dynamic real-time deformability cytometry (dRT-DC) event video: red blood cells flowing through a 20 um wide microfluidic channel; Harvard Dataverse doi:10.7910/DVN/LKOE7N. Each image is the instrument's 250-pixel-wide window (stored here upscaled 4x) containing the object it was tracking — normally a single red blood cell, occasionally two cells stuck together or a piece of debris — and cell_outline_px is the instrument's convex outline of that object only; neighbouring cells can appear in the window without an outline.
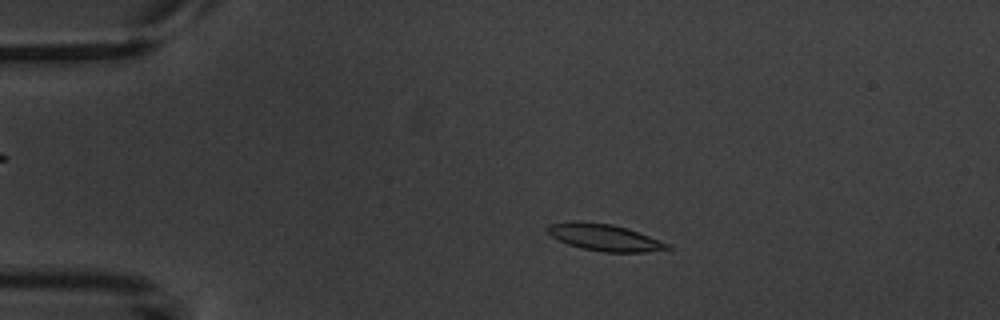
{"species": "common noctule bat (a hibernating species)", "species_latin": "Nyctalus noctula", "temperature_condition": "warm", "stored_images_in_passage": 14, "camera_frame_rate_fps": 3000, "um_per_image_px": 0.085, "animal": {"sex": "male", "body_mass_g": 20.1, "forearm_length_mm": 53.5}, "frame": {"image": 1, "passage_image": 3, "time_ms": 2.333, "image_size_px": [1000, 320], "cell_outline_px": [[672, 248], [644, 252], [604, 252], [584, 248], [568, 244], [552, 236], [548, 232], [548, 224], [572, 220], [576, 220], [612, 224], [628, 228], [672, 244]], "centroid_in_image_um": [51.42, 20.16], "position_along_channel_um": 33.6, "area_um2": 18.73}}
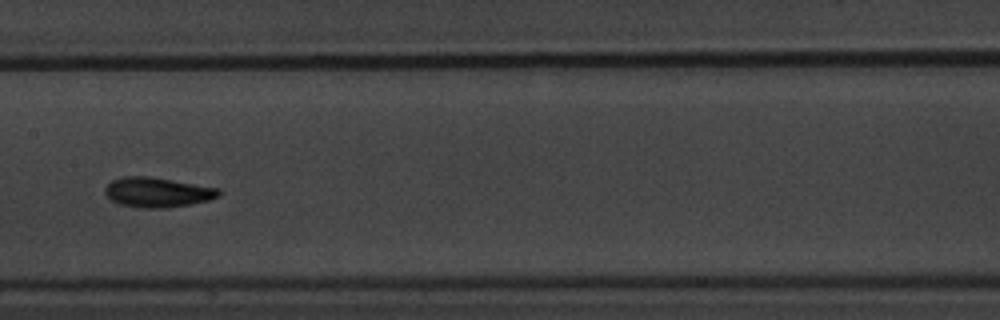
{"frame": {"image": 2, "passage_image": 7, "time_ms": 8.0, "image_size_px": [1000, 320], "cell_outline_px": [[220, 196], [208, 200], [188, 204], [164, 208], [144, 208], [120, 204], [112, 200], [104, 192], [104, 188], [112, 180], [124, 176], [148, 176], [220, 188]], "centroid_in_image_um": [13.38, 16.33], "position_along_channel_um": 194.0, "area_um2": 19.59}}
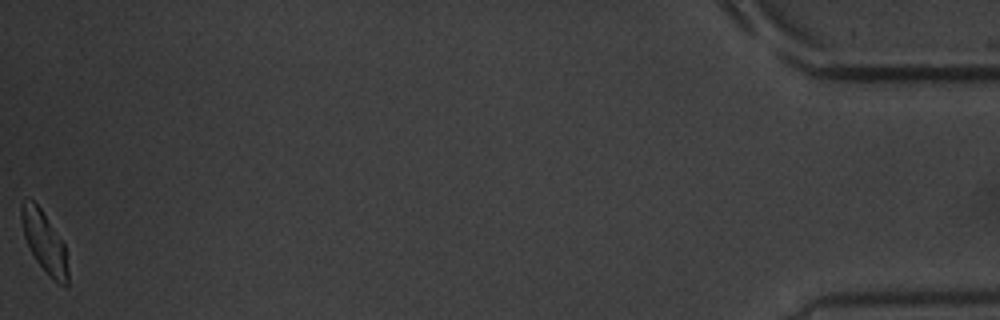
{"frame": {"image": 3, "passage_image": 14, "time_ms": 17.0, "image_size_px": [1000, 320], "cell_outline_px": [[68, 288], [64, 288], [56, 284], [52, 280], [36, 260], [24, 236], [20, 216], [20, 204], [28, 196], [40, 208], [64, 244], [68, 272]], "centroid_in_image_um": [3.77, 20.61], "position_along_channel_um": 431.4, "area_um2": 16.53}, "authors_computed_cell_mechanics": {"area_um2": 18.0914, "velocity_mm_per_s": 3.6758, "shape_relaxation_time_tau1_ms": 3.3446, "shape_relaxation_time_tau2_ms": 2.387, "deformation_change_tau1": 0.1379, "deformation_change_tau2": 0.0703}}